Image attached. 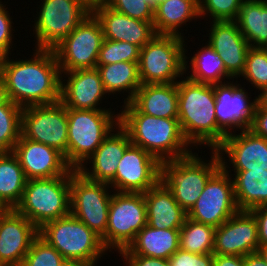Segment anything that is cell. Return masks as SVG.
<instances>
[{
    "label": "cell",
    "instance_id": "ee69618b",
    "mask_svg": "<svg viewBox=\"0 0 267 266\" xmlns=\"http://www.w3.org/2000/svg\"><path fill=\"white\" fill-rule=\"evenodd\" d=\"M125 266H170L168 259L152 258L140 255H122Z\"/></svg>",
    "mask_w": 267,
    "mask_h": 266
},
{
    "label": "cell",
    "instance_id": "6da1fadb",
    "mask_svg": "<svg viewBox=\"0 0 267 266\" xmlns=\"http://www.w3.org/2000/svg\"><path fill=\"white\" fill-rule=\"evenodd\" d=\"M33 58L0 57L8 99L23 107L60 101L61 72L53 49H35Z\"/></svg>",
    "mask_w": 267,
    "mask_h": 266
},
{
    "label": "cell",
    "instance_id": "5b68a950",
    "mask_svg": "<svg viewBox=\"0 0 267 266\" xmlns=\"http://www.w3.org/2000/svg\"><path fill=\"white\" fill-rule=\"evenodd\" d=\"M110 110L67 109V164L78 170L119 124Z\"/></svg>",
    "mask_w": 267,
    "mask_h": 266
},
{
    "label": "cell",
    "instance_id": "7dc6e473",
    "mask_svg": "<svg viewBox=\"0 0 267 266\" xmlns=\"http://www.w3.org/2000/svg\"><path fill=\"white\" fill-rule=\"evenodd\" d=\"M244 266H267V263L258 252H253L244 256Z\"/></svg>",
    "mask_w": 267,
    "mask_h": 266
},
{
    "label": "cell",
    "instance_id": "277c9868",
    "mask_svg": "<svg viewBox=\"0 0 267 266\" xmlns=\"http://www.w3.org/2000/svg\"><path fill=\"white\" fill-rule=\"evenodd\" d=\"M211 153L209 162L195 152L160 162V182L171 191L186 213L194 206L208 180L221 168L217 152L212 150Z\"/></svg>",
    "mask_w": 267,
    "mask_h": 266
},
{
    "label": "cell",
    "instance_id": "ab89813d",
    "mask_svg": "<svg viewBox=\"0 0 267 266\" xmlns=\"http://www.w3.org/2000/svg\"><path fill=\"white\" fill-rule=\"evenodd\" d=\"M105 4L128 17L154 21V9L145 0H106Z\"/></svg>",
    "mask_w": 267,
    "mask_h": 266
},
{
    "label": "cell",
    "instance_id": "f907efd6",
    "mask_svg": "<svg viewBox=\"0 0 267 266\" xmlns=\"http://www.w3.org/2000/svg\"><path fill=\"white\" fill-rule=\"evenodd\" d=\"M59 266H97L96 264H90L75 260H67L65 259L63 262L60 263Z\"/></svg>",
    "mask_w": 267,
    "mask_h": 266
},
{
    "label": "cell",
    "instance_id": "d590c367",
    "mask_svg": "<svg viewBox=\"0 0 267 266\" xmlns=\"http://www.w3.org/2000/svg\"><path fill=\"white\" fill-rule=\"evenodd\" d=\"M140 48L123 41L104 39L99 51L97 65H109L116 62H139Z\"/></svg>",
    "mask_w": 267,
    "mask_h": 266
},
{
    "label": "cell",
    "instance_id": "836d02e7",
    "mask_svg": "<svg viewBox=\"0 0 267 266\" xmlns=\"http://www.w3.org/2000/svg\"><path fill=\"white\" fill-rule=\"evenodd\" d=\"M180 230V249L196 254L213 253L214 226L199 223L186 217Z\"/></svg>",
    "mask_w": 267,
    "mask_h": 266
},
{
    "label": "cell",
    "instance_id": "cb8c5ba5",
    "mask_svg": "<svg viewBox=\"0 0 267 266\" xmlns=\"http://www.w3.org/2000/svg\"><path fill=\"white\" fill-rule=\"evenodd\" d=\"M116 130V131H115ZM109 133L89 157L78 169L87 179L109 184L115 177L119 160L123 157L126 149L132 144L126 130L118 124ZM119 130V131H118ZM115 132V133H114ZM91 163L90 170L86 168Z\"/></svg>",
    "mask_w": 267,
    "mask_h": 266
},
{
    "label": "cell",
    "instance_id": "d6986e66",
    "mask_svg": "<svg viewBox=\"0 0 267 266\" xmlns=\"http://www.w3.org/2000/svg\"><path fill=\"white\" fill-rule=\"evenodd\" d=\"M27 180L65 176L72 168L57 149L20 135L12 151Z\"/></svg>",
    "mask_w": 267,
    "mask_h": 266
},
{
    "label": "cell",
    "instance_id": "e0dca14e",
    "mask_svg": "<svg viewBox=\"0 0 267 266\" xmlns=\"http://www.w3.org/2000/svg\"><path fill=\"white\" fill-rule=\"evenodd\" d=\"M258 247V225L250 211H238L216 228L213 254L244 257Z\"/></svg>",
    "mask_w": 267,
    "mask_h": 266
},
{
    "label": "cell",
    "instance_id": "ac0fdd59",
    "mask_svg": "<svg viewBox=\"0 0 267 266\" xmlns=\"http://www.w3.org/2000/svg\"><path fill=\"white\" fill-rule=\"evenodd\" d=\"M39 229L15 209L0 216V266H21Z\"/></svg>",
    "mask_w": 267,
    "mask_h": 266
},
{
    "label": "cell",
    "instance_id": "d4e9b609",
    "mask_svg": "<svg viewBox=\"0 0 267 266\" xmlns=\"http://www.w3.org/2000/svg\"><path fill=\"white\" fill-rule=\"evenodd\" d=\"M143 194L147 225L156 229H180L183 226L187 213L162 182L159 181Z\"/></svg>",
    "mask_w": 267,
    "mask_h": 266
},
{
    "label": "cell",
    "instance_id": "8fae6325",
    "mask_svg": "<svg viewBox=\"0 0 267 266\" xmlns=\"http://www.w3.org/2000/svg\"><path fill=\"white\" fill-rule=\"evenodd\" d=\"M146 225L147 212L143 193H112L106 229V249L109 252L114 249L120 254L127 249Z\"/></svg>",
    "mask_w": 267,
    "mask_h": 266
},
{
    "label": "cell",
    "instance_id": "d6a6232c",
    "mask_svg": "<svg viewBox=\"0 0 267 266\" xmlns=\"http://www.w3.org/2000/svg\"><path fill=\"white\" fill-rule=\"evenodd\" d=\"M201 49L197 50L191 57L189 64L192 66L191 74H187L188 79L206 84H219L223 79H232L226 72L223 60L219 53L215 52L212 47L206 43Z\"/></svg>",
    "mask_w": 267,
    "mask_h": 266
},
{
    "label": "cell",
    "instance_id": "2e32d148",
    "mask_svg": "<svg viewBox=\"0 0 267 266\" xmlns=\"http://www.w3.org/2000/svg\"><path fill=\"white\" fill-rule=\"evenodd\" d=\"M239 85L233 81L214 84L217 123L226 135L234 129L249 128L257 105L256 97L250 102V94Z\"/></svg>",
    "mask_w": 267,
    "mask_h": 266
},
{
    "label": "cell",
    "instance_id": "f1b7e54d",
    "mask_svg": "<svg viewBox=\"0 0 267 266\" xmlns=\"http://www.w3.org/2000/svg\"><path fill=\"white\" fill-rule=\"evenodd\" d=\"M234 173V196L239 211L267 205V170Z\"/></svg>",
    "mask_w": 267,
    "mask_h": 266
},
{
    "label": "cell",
    "instance_id": "ba28073f",
    "mask_svg": "<svg viewBox=\"0 0 267 266\" xmlns=\"http://www.w3.org/2000/svg\"><path fill=\"white\" fill-rule=\"evenodd\" d=\"M38 235L67 260L97 264L108 251L101 237L72 214L45 223Z\"/></svg>",
    "mask_w": 267,
    "mask_h": 266
},
{
    "label": "cell",
    "instance_id": "bcb514c9",
    "mask_svg": "<svg viewBox=\"0 0 267 266\" xmlns=\"http://www.w3.org/2000/svg\"><path fill=\"white\" fill-rule=\"evenodd\" d=\"M213 266H244V257L213 254Z\"/></svg>",
    "mask_w": 267,
    "mask_h": 266
},
{
    "label": "cell",
    "instance_id": "1f68e13d",
    "mask_svg": "<svg viewBox=\"0 0 267 266\" xmlns=\"http://www.w3.org/2000/svg\"><path fill=\"white\" fill-rule=\"evenodd\" d=\"M235 22L251 47L267 48L266 0H244Z\"/></svg>",
    "mask_w": 267,
    "mask_h": 266
},
{
    "label": "cell",
    "instance_id": "7a4b0ae2",
    "mask_svg": "<svg viewBox=\"0 0 267 266\" xmlns=\"http://www.w3.org/2000/svg\"><path fill=\"white\" fill-rule=\"evenodd\" d=\"M121 110L119 124L128 133L131 143L146 150L159 162L183 158L192 153L178 118L143 114L131 102L124 104Z\"/></svg>",
    "mask_w": 267,
    "mask_h": 266
},
{
    "label": "cell",
    "instance_id": "c3c4849f",
    "mask_svg": "<svg viewBox=\"0 0 267 266\" xmlns=\"http://www.w3.org/2000/svg\"><path fill=\"white\" fill-rule=\"evenodd\" d=\"M256 102L259 108L267 109V86L260 90L259 95L256 96Z\"/></svg>",
    "mask_w": 267,
    "mask_h": 266
},
{
    "label": "cell",
    "instance_id": "7402d4cb",
    "mask_svg": "<svg viewBox=\"0 0 267 266\" xmlns=\"http://www.w3.org/2000/svg\"><path fill=\"white\" fill-rule=\"evenodd\" d=\"M208 44L219 53L226 72L233 78L243 73L249 43L240 32L235 21H211Z\"/></svg>",
    "mask_w": 267,
    "mask_h": 266
},
{
    "label": "cell",
    "instance_id": "9a60e30c",
    "mask_svg": "<svg viewBox=\"0 0 267 266\" xmlns=\"http://www.w3.org/2000/svg\"><path fill=\"white\" fill-rule=\"evenodd\" d=\"M119 162L108 184L116 192L144 193L160 181V162L141 147L131 144Z\"/></svg>",
    "mask_w": 267,
    "mask_h": 266
},
{
    "label": "cell",
    "instance_id": "f546056e",
    "mask_svg": "<svg viewBox=\"0 0 267 266\" xmlns=\"http://www.w3.org/2000/svg\"><path fill=\"white\" fill-rule=\"evenodd\" d=\"M26 183L27 178L15 154L0 152V207L15 209Z\"/></svg>",
    "mask_w": 267,
    "mask_h": 266
},
{
    "label": "cell",
    "instance_id": "83f0119b",
    "mask_svg": "<svg viewBox=\"0 0 267 266\" xmlns=\"http://www.w3.org/2000/svg\"><path fill=\"white\" fill-rule=\"evenodd\" d=\"M200 18L199 0H167L154 10V29L156 34L177 35L183 33L182 25ZM179 29V30H178Z\"/></svg>",
    "mask_w": 267,
    "mask_h": 266
},
{
    "label": "cell",
    "instance_id": "816d5d0a",
    "mask_svg": "<svg viewBox=\"0 0 267 266\" xmlns=\"http://www.w3.org/2000/svg\"><path fill=\"white\" fill-rule=\"evenodd\" d=\"M257 252L262 257V259L267 263V245L259 246Z\"/></svg>",
    "mask_w": 267,
    "mask_h": 266
},
{
    "label": "cell",
    "instance_id": "f6af8a7d",
    "mask_svg": "<svg viewBox=\"0 0 267 266\" xmlns=\"http://www.w3.org/2000/svg\"><path fill=\"white\" fill-rule=\"evenodd\" d=\"M248 129L255 135L267 139V109L259 108L256 105L251 126Z\"/></svg>",
    "mask_w": 267,
    "mask_h": 266
},
{
    "label": "cell",
    "instance_id": "44dd1931",
    "mask_svg": "<svg viewBox=\"0 0 267 266\" xmlns=\"http://www.w3.org/2000/svg\"><path fill=\"white\" fill-rule=\"evenodd\" d=\"M235 131L215 149L217 154H226L234 171L267 170V139L248 128Z\"/></svg>",
    "mask_w": 267,
    "mask_h": 266
},
{
    "label": "cell",
    "instance_id": "4316f807",
    "mask_svg": "<svg viewBox=\"0 0 267 266\" xmlns=\"http://www.w3.org/2000/svg\"><path fill=\"white\" fill-rule=\"evenodd\" d=\"M179 229H156L144 226L134 241L121 255H140L152 258L169 259L180 248Z\"/></svg>",
    "mask_w": 267,
    "mask_h": 266
},
{
    "label": "cell",
    "instance_id": "60d3db41",
    "mask_svg": "<svg viewBox=\"0 0 267 266\" xmlns=\"http://www.w3.org/2000/svg\"><path fill=\"white\" fill-rule=\"evenodd\" d=\"M168 261L170 266H213V253L196 254L179 248Z\"/></svg>",
    "mask_w": 267,
    "mask_h": 266
},
{
    "label": "cell",
    "instance_id": "9c48e42d",
    "mask_svg": "<svg viewBox=\"0 0 267 266\" xmlns=\"http://www.w3.org/2000/svg\"><path fill=\"white\" fill-rule=\"evenodd\" d=\"M41 4L33 27L36 49H53L92 13L83 0H43Z\"/></svg>",
    "mask_w": 267,
    "mask_h": 266
},
{
    "label": "cell",
    "instance_id": "f5cc1de1",
    "mask_svg": "<svg viewBox=\"0 0 267 266\" xmlns=\"http://www.w3.org/2000/svg\"><path fill=\"white\" fill-rule=\"evenodd\" d=\"M145 1L155 10L159 4L166 2L167 0H145Z\"/></svg>",
    "mask_w": 267,
    "mask_h": 266
},
{
    "label": "cell",
    "instance_id": "7bdbcfd3",
    "mask_svg": "<svg viewBox=\"0 0 267 266\" xmlns=\"http://www.w3.org/2000/svg\"><path fill=\"white\" fill-rule=\"evenodd\" d=\"M258 225L259 246L267 245V205L259 206L250 210Z\"/></svg>",
    "mask_w": 267,
    "mask_h": 266
},
{
    "label": "cell",
    "instance_id": "ffe728a7",
    "mask_svg": "<svg viewBox=\"0 0 267 266\" xmlns=\"http://www.w3.org/2000/svg\"><path fill=\"white\" fill-rule=\"evenodd\" d=\"M105 94L97 68L61 72L60 102L67 109L109 110L100 107Z\"/></svg>",
    "mask_w": 267,
    "mask_h": 266
},
{
    "label": "cell",
    "instance_id": "681fc988",
    "mask_svg": "<svg viewBox=\"0 0 267 266\" xmlns=\"http://www.w3.org/2000/svg\"><path fill=\"white\" fill-rule=\"evenodd\" d=\"M8 100L9 99L6 92L5 81L2 74L0 73V106L5 104Z\"/></svg>",
    "mask_w": 267,
    "mask_h": 266
},
{
    "label": "cell",
    "instance_id": "603a6c76",
    "mask_svg": "<svg viewBox=\"0 0 267 266\" xmlns=\"http://www.w3.org/2000/svg\"><path fill=\"white\" fill-rule=\"evenodd\" d=\"M92 13L102 26L104 39L129 42L141 49L156 35L153 21L128 17L105 3L93 6Z\"/></svg>",
    "mask_w": 267,
    "mask_h": 266
},
{
    "label": "cell",
    "instance_id": "484cf974",
    "mask_svg": "<svg viewBox=\"0 0 267 266\" xmlns=\"http://www.w3.org/2000/svg\"><path fill=\"white\" fill-rule=\"evenodd\" d=\"M131 103L143 114L178 118V82L142 84Z\"/></svg>",
    "mask_w": 267,
    "mask_h": 266
},
{
    "label": "cell",
    "instance_id": "11a10c76",
    "mask_svg": "<svg viewBox=\"0 0 267 266\" xmlns=\"http://www.w3.org/2000/svg\"><path fill=\"white\" fill-rule=\"evenodd\" d=\"M6 208L0 207V216L6 211Z\"/></svg>",
    "mask_w": 267,
    "mask_h": 266
},
{
    "label": "cell",
    "instance_id": "8d00e7d4",
    "mask_svg": "<svg viewBox=\"0 0 267 266\" xmlns=\"http://www.w3.org/2000/svg\"><path fill=\"white\" fill-rule=\"evenodd\" d=\"M242 76L259 91L267 86V48L250 47Z\"/></svg>",
    "mask_w": 267,
    "mask_h": 266
},
{
    "label": "cell",
    "instance_id": "4fadbf2b",
    "mask_svg": "<svg viewBox=\"0 0 267 266\" xmlns=\"http://www.w3.org/2000/svg\"><path fill=\"white\" fill-rule=\"evenodd\" d=\"M103 40L102 26L91 13L53 48L60 72L96 68Z\"/></svg>",
    "mask_w": 267,
    "mask_h": 266
},
{
    "label": "cell",
    "instance_id": "db71d44e",
    "mask_svg": "<svg viewBox=\"0 0 267 266\" xmlns=\"http://www.w3.org/2000/svg\"><path fill=\"white\" fill-rule=\"evenodd\" d=\"M85 1L91 8L97 4H103L106 0H83Z\"/></svg>",
    "mask_w": 267,
    "mask_h": 266
},
{
    "label": "cell",
    "instance_id": "52a82bcc",
    "mask_svg": "<svg viewBox=\"0 0 267 266\" xmlns=\"http://www.w3.org/2000/svg\"><path fill=\"white\" fill-rule=\"evenodd\" d=\"M184 37L156 34L140 49L139 78L141 84L178 82L189 67ZM177 80V81H176Z\"/></svg>",
    "mask_w": 267,
    "mask_h": 266
},
{
    "label": "cell",
    "instance_id": "4dcf8cb0",
    "mask_svg": "<svg viewBox=\"0 0 267 266\" xmlns=\"http://www.w3.org/2000/svg\"><path fill=\"white\" fill-rule=\"evenodd\" d=\"M139 62H116L109 65H97L100 78L103 82L106 93L115 94L124 91L128 95L124 98V104L134 98L137 89L142 85L139 78Z\"/></svg>",
    "mask_w": 267,
    "mask_h": 266
},
{
    "label": "cell",
    "instance_id": "f35d334b",
    "mask_svg": "<svg viewBox=\"0 0 267 266\" xmlns=\"http://www.w3.org/2000/svg\"><path fill=\"white\" fill-rule=\"evenodd\" d=\"M65 259L39 235L33 240L21 266H59Z\"/></svg>",
    "mask_w": 267,
    "mask_h": 266
},
{
    "label": "cell",
    "instance_id": "8992f818",
    "mask_svg": "<svg viewBox=\"0 0 267 266\" xmlns=\"http://www.w3.org/2000/svg\"><path fill=\"white\" fill-rule=\"evenodd\" d=\"M71 170L65 176L27 180L15 210L38 229L70 214Z\"/></svg>",
    "mask_w": 267,
    "mask_h": 266
},
{
    "label": "cell",
    "instance_id": "5bb4252c",
    "mask_svg": "<svg viewBox=\"0 0 267 266\" xmlns=\"http://www.w3.org/2000/svg\"><path fill=\"white\" fill-rule=\"evenodd\" d=\"M21 135L57 149L67 162V108L60 101L48 105L23 107Z\"/></svg>",
    "mask_w": 267,
    "mask_h": 266
},
{
    "label": "cell",
    "instance_id": "e575fe53",
    "mask_svg": "<svg viewBox=\"0 0 267 266\" xmlns=\"http://www.w3.org/2000/svg\"><path fill=\"white\" fill-rule=\"evenodd\" d=\"M22 107L8 100L0 106V152H11L21 135Z\"/></svg>",
    "mask_w": 267,
    "mask_h": 266
},
{
    "label": "cell",
    "instance_id": "30bf717a",
    "mask_svg": "<svg viewBox=\"0 0 267 266\" xmlns=\"http://www.w3.org/2000/svg\"><path fill=\"white\" fill-rule=\"evenodd\" d=\"M110 186L87 179L78 170L71 169L70 214L82 221L101 237L106 248Z\"/></svg>",
    "mask_w": 267,
    "mask_h": 266
},
{
    "label": "cell",
    "instance_id": "3957f363",
    "mask_svg": "<svg viewBox=\"0 0 267 266\" xmlns=\"http://www.w3.org/2000/svg\"><path fill=\"white\" fill-rule=\"evenodd\" d=\"M183 78L178 81V120L183 136L191 147L203 144L215 150L227 135L218 127L214 85Z\"/></svg>",
    "mask_w": 267,
    "mask_h": 266
},
{
    "label": "cell",
    "instance_id": "7c38bea8",
    "mask_svg": "<svg viewBox=\"0 0 267 266\" xmlns=\"http://www.w3.org/2000/svg\"><path fill=\"white\" fill-rule=\"evenodd\" d=\"M218 156L221 168L208 180L200 197L187 212V217L191 220L215 228L239 211L234 196L233 179L230 177L233 174H229L231 170L224 155Z\"/></svg>",
    "mask_w": 267,
    "mask_h": 266
},
{
    "label": "cell",
    "instance_id": "b9f144b4",
    "mask_svg": "<svg viewBox=\"0 0 267 266\" xmlns=\"http://www.w3.org/2000/svg\"><path fill=\"white\" fill-rule=\"evenodd\" d=\"M0 2V57L11 55L12 37L13 35V21L9 15V11L6 8V5L1 4ZM12 44V45H11ZM11 46V47H10Z\"/></svg>",
    "mask_w": 267,
    "mask_h": 266
},
{
    "label": "cell",
    "instance_id": "74e56055",
    "mask_svg": "<svg viewBox=\"0 0 267 266\" xmlns=\"http://www.w3.org/2000/svg\"><path fill=\"white\" fill-rule=\"evenodd\" d=\"M244 0H199L200 18L213 21H235Z\"/></svg>",
    "mask_w": 267,
    "mask_h": 266
}]
</instances>
